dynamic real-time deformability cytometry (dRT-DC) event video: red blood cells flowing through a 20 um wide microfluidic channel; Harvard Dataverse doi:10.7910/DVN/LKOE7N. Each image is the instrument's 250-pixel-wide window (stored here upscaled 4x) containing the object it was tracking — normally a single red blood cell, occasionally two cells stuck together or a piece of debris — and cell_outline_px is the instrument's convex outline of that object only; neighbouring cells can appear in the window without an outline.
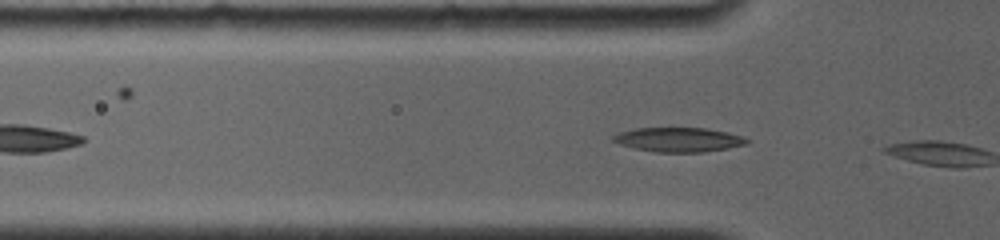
{"species": "common noctule bat (a hibernating species)", "species_latin": "Nyctalus noctula", "temperature_condition": "room temperature", "stored_images_in_passage": 5, "camera_frame_rate_fps": 4000, "um_per_image_px": 0.085, "animal": {"sex": "female", "body_mass_g": 19.0, "forearm_length_mm": 56.7}, "frame": {"image": 1, "passage_image": 5, "time_ms": 3.0, "image_size_px": [1000, 240], "cell_outline_px": [[748, 144], [728, 148], [704, 152], [656, 152], [636, 148], [620, 144], [612, 140], [612, 136], [620, 132], [636, 128], [708, 128], [740, 136], [748, 140]], "centroid_in_image_um": [57.67, 11.87], "position_along_channel_um": 68.1, "area_um2": 18.73}}